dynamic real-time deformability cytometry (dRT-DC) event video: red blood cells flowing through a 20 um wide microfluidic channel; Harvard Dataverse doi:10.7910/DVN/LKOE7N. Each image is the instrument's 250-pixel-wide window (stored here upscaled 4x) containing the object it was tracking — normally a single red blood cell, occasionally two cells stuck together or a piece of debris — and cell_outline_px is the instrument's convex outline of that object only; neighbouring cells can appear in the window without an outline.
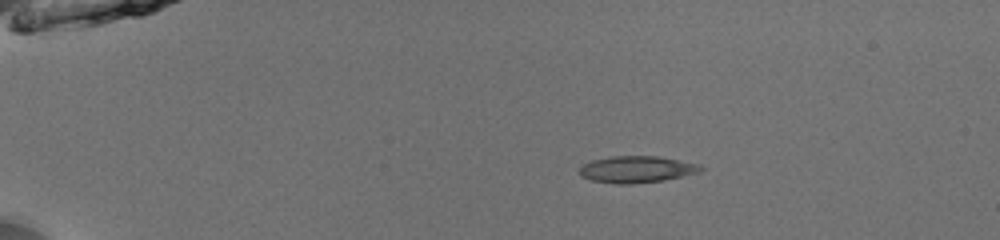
{"species": "common noctule bat (a hibernating species)", "species_latin": "Nyctalus noctula", "temperature_condition": "room temperature", "stored_images_in_passage": 42, "camera_frame_rate_fps": 3000, "um_per_image_px": 0.085, "animal": {"sex": "male", "body_mass_g": 13.0, "forearm_length_mm": 53.1}, "frame": {"image": 1, "passage_image": 1, "time_ms": 0.0, "image_size_px": [1000, 240], "cell_outline_px": [[704, 168], [700, 172], [664, 180], [632, 184], [616, 184], [592, 180], [580, 176], [580, 168], [584, 164], [592, 160], [612, 156], [656, 156], [700, 164]], "centroid_in_image_um": [54.12, 14.4], "position_along_channel_um": 30.9, "area_um2": 18.79}}
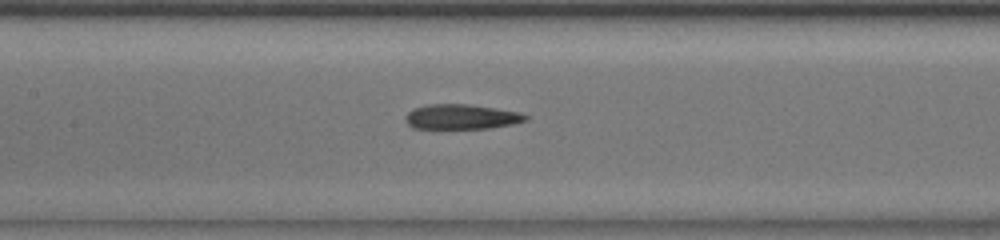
{"frame": {"image": 2, "passage_image": 17, "time_ms": 5.333, "image_size_px": [1000, 240], "cell_outline_px": [[528, 120], [512, 124], [488, 128], [412, 128], [404, 120], [404, 116], [412, 108], [428, 104], [468, 104], [496, 108], [520, 112], [528, 116]], "centroid_in_image_um": [39.19, 9.92], "position_along_channel_um": 168.2, "area_um2": 17.51}}
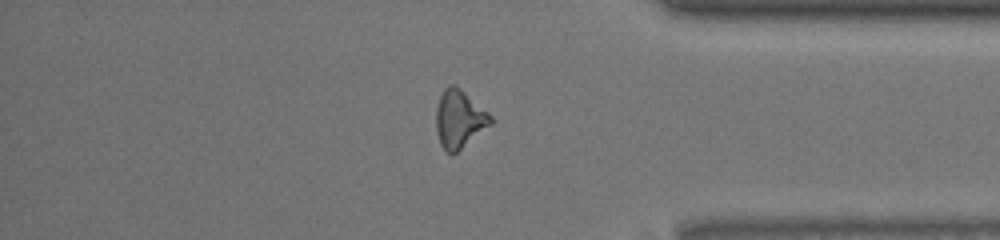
{"frame": {"image": 3, "passage_image": 35, "time_ms": 11.333, "image_size_px": [1000, 240], "cell_outline_px": [[496, 120], [492, 124], [452, 156], [440, 144], [436, 128], [436, 108], [440, 96], [444, 88], [448, 84], [452, 84], [460, 88], [488, 112]], "centroid_in_image_um": [39.05, 10.12], "position_along_channel_um": 396.1, "area_um2": 18.5}, "authors_computed_cell_mechanics": {"area_um2": 17.9469, "velocity_mm_per_s": 3.9827, "shape_relaxation_time_tau1_ms": 5.4676, "shape_relaxation_time_tau2_ms": 3.9672, "deformation_change_tau1": 0.1557, "deformation_change_tau2": 0.1357}}